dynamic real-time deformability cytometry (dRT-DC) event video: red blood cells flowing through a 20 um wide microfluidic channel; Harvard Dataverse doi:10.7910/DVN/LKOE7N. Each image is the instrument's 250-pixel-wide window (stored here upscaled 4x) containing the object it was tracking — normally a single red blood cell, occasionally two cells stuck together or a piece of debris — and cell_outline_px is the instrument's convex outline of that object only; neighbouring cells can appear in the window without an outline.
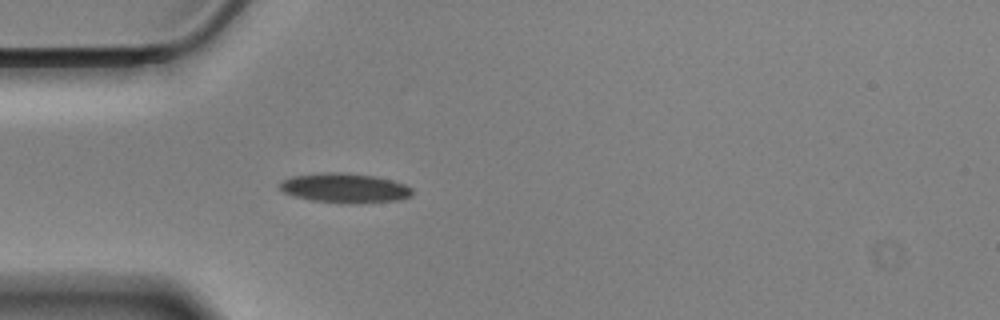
{"species": "Egyptian fruit bat (a non-hibernating species)", "species_latin": "Rousettus aegyptiacus", "temperature_condition": "cold", "stored_images_in_passage": 41, "camera_frame_rate_fps": 3000, "um_per_image_px": 0.085, "animal": {"sex": "male"}, "frame": {"image": 1, "passage_image": 1, "time_ms": 0.0, "image_size_px": [1000, 320], "cell_outline_px": [[412, 196], [400, 200], [356, 204], [348, 204], [312, 200], [292, 196], [284, 192], [280, 188], [280, 184], [284, 180], [292, 176], [324, 172], [340, 172], [372, 176], [392, 180], [404, 184], [412, 188]], "centroid_in_image_um": [29.33, 16.0], "position_along_channel_um": 55.7, "area_um2": 22.89}}
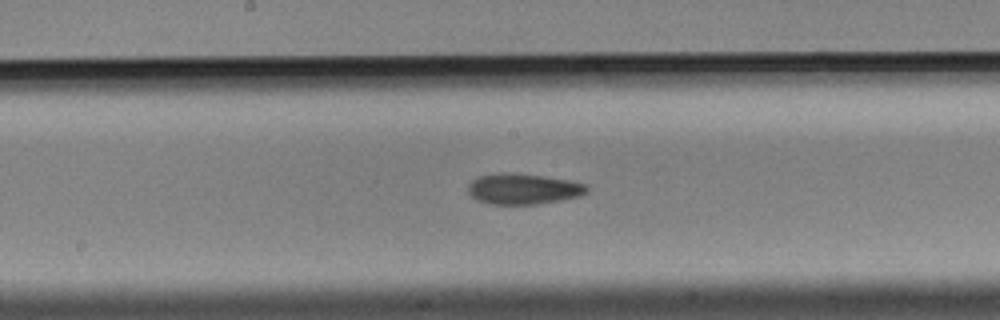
{"frame": {"image": 2, "passage_image": 14, "time_ms": 4.333, "image_size_px": [1000, 320], "cell_outline_px": [[588, 192], [580, 196], [560, 200], [536, 204], [488, 204], [476, 200], [468, 192], [468, 184], [472, 180], [480, 176], [500, 172], [512, 172], [544, 176], [568, 180], [588, 184]], "centroid_in_image_um": [44.47, 16.05], "position_along_channel_um": 203.7, "area_um2": 21.44}}
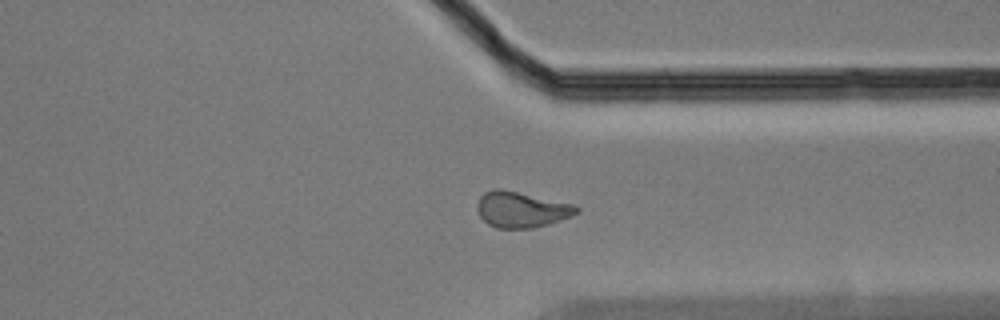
{"frame": {"image": 3, "passage_image": 28, "time_ms": 9.0, "image_size_px": [1000, 320], "cell_outline_px": [[580, 212], [572, 216], [548, 224], [532, 228], [496, 228], [488, 224], [480, 216], [476, 208], [476, 204], [480, 196], [484, 192], [492, 188], [500, 188], [572, 204], [580, 208]], "centroid_in_image_um": [44.29, 17.81], "position_along_channel_um": 367.1, "area_um2": 20.75}, "authors_computed_cell_mechanics": {"area_um2": 20.9814, "velocity_mm_per_s": 3.5088, "shape_relaxation_time_tau1_ms": 6.3342, "shape_relaxation_time_tau2_ms": 6.2434, "deformation_change_tau1": 0.1211, "deformation_change_tau2": 0.124}}